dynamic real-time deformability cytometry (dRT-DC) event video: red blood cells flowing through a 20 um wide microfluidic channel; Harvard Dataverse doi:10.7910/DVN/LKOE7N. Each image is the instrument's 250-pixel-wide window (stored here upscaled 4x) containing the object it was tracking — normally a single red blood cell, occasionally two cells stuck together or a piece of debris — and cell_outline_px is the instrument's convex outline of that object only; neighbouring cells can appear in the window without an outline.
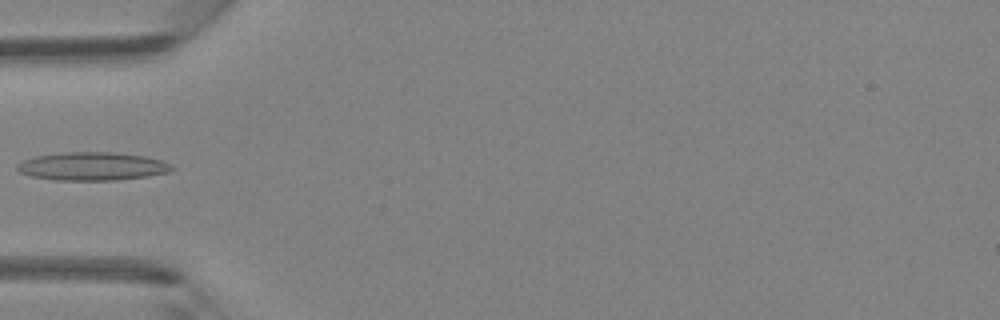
{"species": "Egyptian fruit bat (a non-hibernating species)", "species_latin": "Rousettus aegyptiacus", "temperature_condition": "room temperature", "stored_images_in_passage": 3, "camera_frame_rate_fps": 3000, "um_per_image_px": 0.085, "animal": {"sex": "female"}, "frame": {"image": 1, "passage_image": 3, "time_ms": 2.333, "image_size_px": [1000, 320], "cell_outline_px": [[176, 168], [168, 172], [148, 176], [116, 180], [52, 180], [32, 176], [20, 172], [16, 168], [24, 160], [32, 156], [60, 152], [112, 152], [144, 156], [160, 160]], "centroid_in_image_um": [7.82, 14.13], "position_along_channel_um": 77.2, "area_um2": 25.37}}